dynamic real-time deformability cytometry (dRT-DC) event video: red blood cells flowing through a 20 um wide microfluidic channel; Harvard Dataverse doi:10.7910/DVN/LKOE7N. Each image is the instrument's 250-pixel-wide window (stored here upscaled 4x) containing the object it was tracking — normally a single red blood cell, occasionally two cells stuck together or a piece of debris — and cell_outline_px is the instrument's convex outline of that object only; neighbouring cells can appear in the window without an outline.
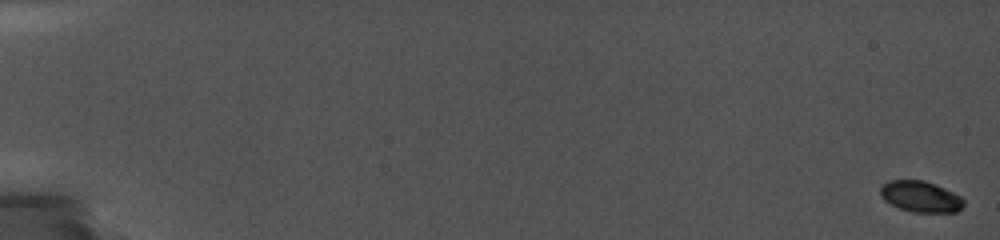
{"species": "common noctule bat (a hibernating species)", "species_latin": "Nyctalus noctula", "temperature_condition": "cold", "stored_images_in_passage": 49, "segment_of_instrument_passage": [1, 2], "camera_frame_rate_fps": 5000, "um_per_image_px": 0.085, "animal": {"sex": "female", "body_mass_g": 19.0, "forearm_length_mm": 56.7}, "frame": {"image": 1, "passage_image": 1, "time_ms": 0.0, "image_size_px": [1000, 240], "cell_outline_px": [[964, 204], [956, 212], [912, 212], [900, 208], [884, 200], [880, 196], [880, 184], [888, 180], [924, 180], [936, 184], [960, 196], [964, 200]], "centroid_in_image_um": [78.21, 16.69], "position_along_channel_um": 6.8, "area_um2": 15.14}}
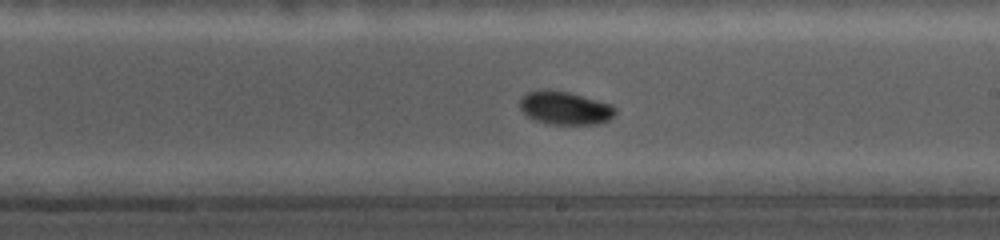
{"frame": {"image": 2, "passage_image": 26, "time_ms": 11.8, "image_size_px": [1000, 240], "cell_outline_px": [[616, 112], [608, 120], [596, 124], [548, 124], [532, 120], [520, 108], [520, 100], [528, 92], [544, 88], [568, 92], [612, 104], [616, 108]], "centroid_in_image_um": [48.01, 9.18], "position_along_channel_um": 241.0, "area_um2": 18.5}}
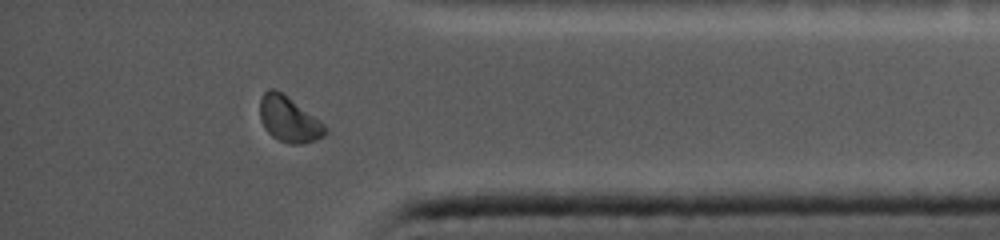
{"frame": {"image": 3, "passage_image": 43, "time_ms": 16.4, "image_size_px": [1000, 240], "cell_outline_px": [[328, 132], [324, 136], [316, 140], [300, 144], [292, 144], [280, 140], [272, 136], [264, 128], [260, 120], [260, 100], [264, 92], [268, 88], [276, 88], [324, 124], [328, 128]], "centroid_in_image_um": [24.54, 10.14], "position_along_channel_um": 410.7, "area_um2": 17.22}}